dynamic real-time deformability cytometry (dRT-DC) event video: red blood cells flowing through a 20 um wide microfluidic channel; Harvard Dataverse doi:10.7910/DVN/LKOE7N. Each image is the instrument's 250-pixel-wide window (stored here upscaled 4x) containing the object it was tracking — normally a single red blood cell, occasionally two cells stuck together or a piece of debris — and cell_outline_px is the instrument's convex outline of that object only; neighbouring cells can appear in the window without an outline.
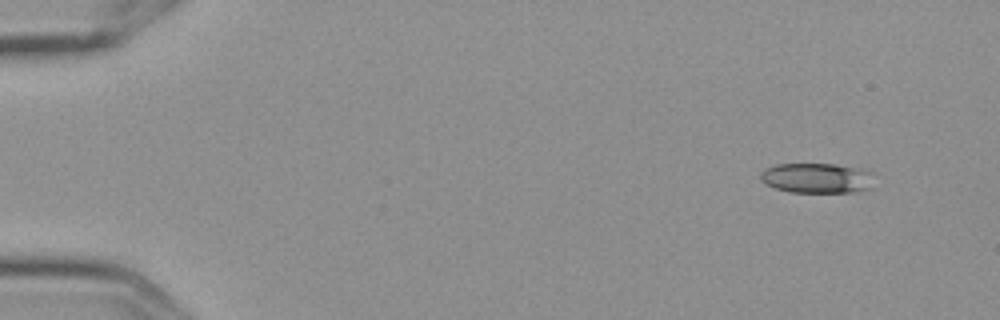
{"species": "Egyptian fruit bat (a non-hibernating species)", "species_latin": "Rousettus aegyptiacus", "temperature_condition": "cold", "stored_images_in_passage": 5, "camera_frame_rate_fps": 3000, "um_per_image_px": 0.085, "frame": {"image": 1, "passage_image": 1, "time_ms": 0.0, "image_size_px": [1000, 320], "cell_outline_px": [[876, 188], [860, 192], [788, 192], [776, 188], [760, 180], [760, 172], [764, 168], [776, 164], [836, 164], [864, 168], [872, 172]], "centroid_in_image_um": [69.54, 15.14], "position_along_channel_um": 15.5, "area_um2": 20.58}}
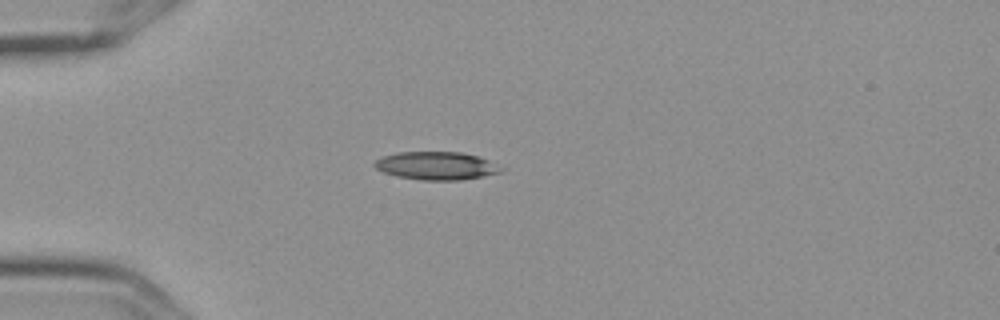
{"frame": {"image": 2, "passage_image": 4, "time_ms": 1.0, "image_size_px": [1000, 320], "cell_outline_px": [[504, 168], [500, 172], [460, 180], [420, 180], [396, 176], [384, 172], [376, 168], [372, 164], [376, 160], [384, 156], [396, 152], [460, 152], [476, 156], [488, 160]], "centroid_in_image_um": [37.05, 14.09], "position_along_channel_um": 47.9, "area_um2": 20.46}}